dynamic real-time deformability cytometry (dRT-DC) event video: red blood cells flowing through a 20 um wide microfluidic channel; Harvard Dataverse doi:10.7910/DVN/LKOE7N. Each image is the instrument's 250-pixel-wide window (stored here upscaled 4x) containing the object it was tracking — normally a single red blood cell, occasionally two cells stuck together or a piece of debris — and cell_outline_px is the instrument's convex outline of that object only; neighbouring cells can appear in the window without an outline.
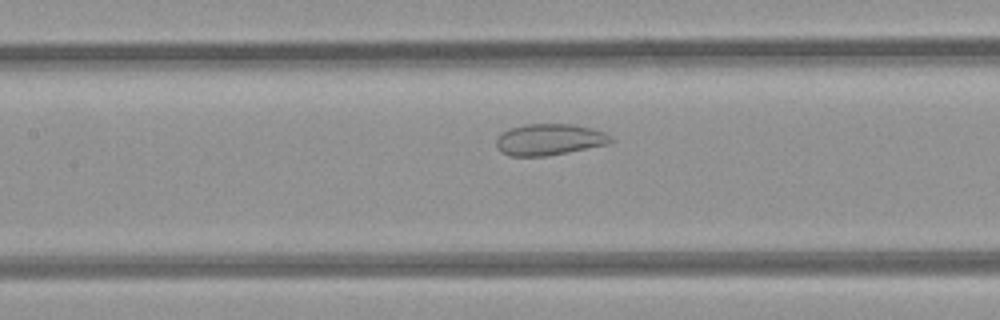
{"species": "common noctule bat (a hibernating species)", "species_latin": "Nyctalus noctula", "temperature_condition": "room temperature", "stored_images_in_passage": 11, "camera_frame_rate_fps": 3000, "um_per_image_px": 0.085, "animal": {"sex": "female", "body_mass_g": 21.9}, "frame": {"image": 1, "passage_image": 10, "time_ms": 3.0, "image_size_px": [1000, 320], "cell_outline_px": [[612, 140], [608, 144], [544, 156], [508, 156], [500, 152], [496, 148], [496, 136], [500, 132], [508, 128], [524, 124], [572, 124], [592, 128], [604, 132], [612, 136]], "centroid_in_image_um": [46.61, 11.85], "position_along_channel_um": 160.8, "area_um2": 21.1}}